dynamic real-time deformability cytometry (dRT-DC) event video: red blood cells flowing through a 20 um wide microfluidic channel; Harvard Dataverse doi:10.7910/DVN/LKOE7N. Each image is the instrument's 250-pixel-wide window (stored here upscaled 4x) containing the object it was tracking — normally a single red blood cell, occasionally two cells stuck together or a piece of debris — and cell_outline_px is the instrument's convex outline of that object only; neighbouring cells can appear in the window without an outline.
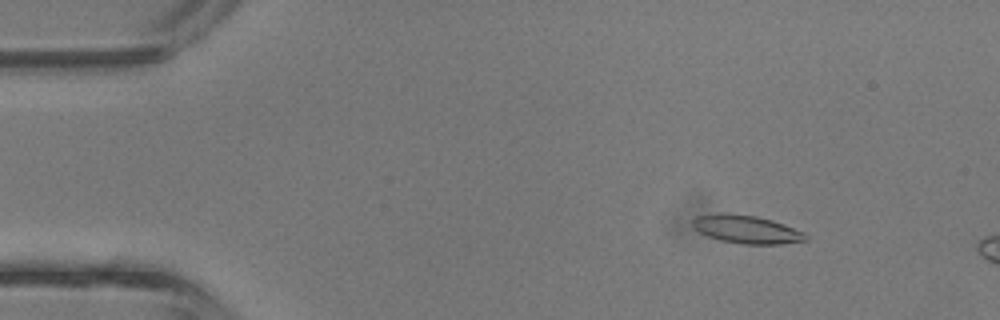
{"species": "common noctule bat (a hibernating species)", "species_latin": "Nyctalus noctula", "temperature_condition": "room temperature", "stored_images_in_passage": 10, "camera_frame_rate_fps": 3000, "um_per_image_px": 0.085, "animal": {"sex": "male", "body_mass_g": 13.3}, "frame": {"image": 1, "passage_image": 6, "time_ms": 1.667, "image_size_px": [1000, 320], "cell_outline_px": [[808, 240], [780, 244], [744, 244], [720, 240], [708, 236], [692, 228], [692, 220], [696, 216], [756, 216], [772, 220], [784, 224], [804, 232], [808, 236]], "centroid_in_image_um": [63.53, 19.55], "position_along_channel_um": 21.5, "area_um2": 17.74}}